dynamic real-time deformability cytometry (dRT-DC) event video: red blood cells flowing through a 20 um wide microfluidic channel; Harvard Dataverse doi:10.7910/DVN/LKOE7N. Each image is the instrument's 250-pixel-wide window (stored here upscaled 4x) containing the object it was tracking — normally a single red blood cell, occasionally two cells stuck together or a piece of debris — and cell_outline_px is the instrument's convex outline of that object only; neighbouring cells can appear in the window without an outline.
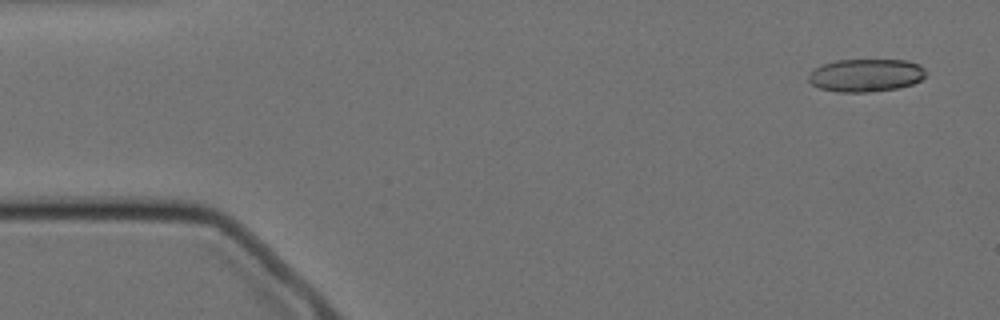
{"species": "Egyptian fruit bat (a non-hibernating species)", "species_latin": "Rousettus aegyptiacus", "temperature_condition": "cold", "stored_images_in_passage": 8, "camera_frame_rate_fps": 3000, "um_per_image_px": 0.085, "animal": {"sex": "female"}, "frame": {"image": 1, "passage_image": 1, "time_ms": 0.0, "image_size_px": [1000, 320], "cell_outline_px": [[928, 72], [920, 80], [912, 84], [900, 88], [864, 92], [836, 92], [820, 88], [812, 84], [808, 80], [808, 76], [812, 68], [836, 60], [908, 60], [920, 64]], "centroid_in_image_um": [73.6, 6.39], "position_along_channel_um": 11.4, "area_um2": 22.66}}
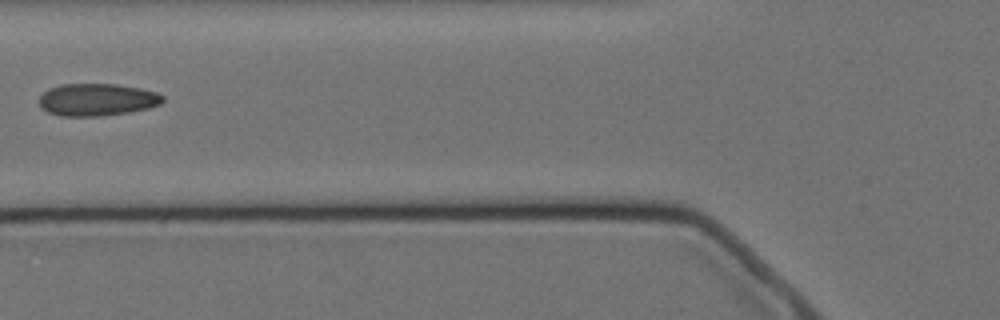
{"frame": {"image": 2, "passage_image": 6, "time_ms": 6.0, "image_size_px": [1000, 320], "cell_outline_px": [[164, 100], [160, 104], [148, 108], [128, 112], [100, 116], [60, 116], [48, 112], [40, 108], [40, 96], [48, 88], [60, 84], [116, 84], [140, 88], [156, 92], [164, 96]], "centroid_in_image_um": [8.23, 8.47], "position_along_channel_um": 117.6, "area_um2": 23.35}}
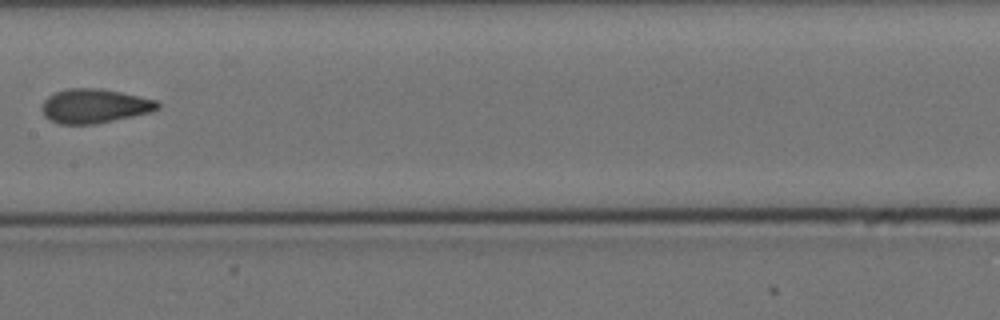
{"frame": {"image": 3, "passage_image": 8, "time_ms": 8.333, "image_size_px": [1000, 320], "cell_outline_px": [[160, 108], [152, 112], [96, 124], [60, 124], [48, 120], [44, 116], [40, 108], [44, 100], [48, 96], [56, 92], [68, 88], [96, 88], [120, 92], [156, 100], [160, 104]], "centroid_in_image_um": [8.0, 9.02], "position_along_channel_um": 199.4, "area_um2": 23.18}}